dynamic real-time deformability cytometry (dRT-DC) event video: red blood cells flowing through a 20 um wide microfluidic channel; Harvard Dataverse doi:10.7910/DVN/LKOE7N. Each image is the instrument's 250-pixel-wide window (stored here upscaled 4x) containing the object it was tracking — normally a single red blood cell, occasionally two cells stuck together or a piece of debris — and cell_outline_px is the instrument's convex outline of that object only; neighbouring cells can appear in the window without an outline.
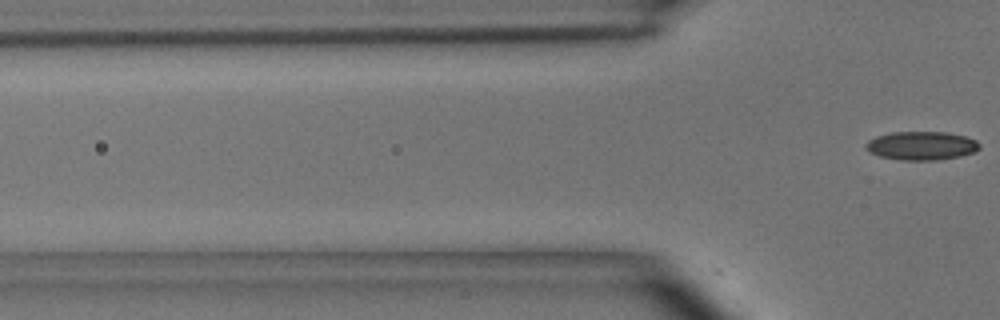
{"species": "common noctule bat (a hibernating species)", "species_latin": "Nyctalus noctula", "temperature_condition": "room temperature", "stored_images_in_passage": 2, "camera_frame_rate_fps": 3000, "um_per_image_px": 0.085, "animal": {"sex": "male", "body_mass_g": 15.6}, "frame": {"image": 1, "passage_image": 2, "time_ms": 0.333, "image_size_px": [1000, 320], "cell_outline_px": [[980, 148], [972, 152], [960, 156], [936, 160], [900, 160], [880, 156], [864, 148], [864, 144], [868, 140], [876, 136], [892, 132], [944, 132], [964, 136], [976, 140], [980, 144]], "centroid_in_image_um": [78.3, 12.38], "position_along_channel_um": 47.5, "area_um2": 18.84}}